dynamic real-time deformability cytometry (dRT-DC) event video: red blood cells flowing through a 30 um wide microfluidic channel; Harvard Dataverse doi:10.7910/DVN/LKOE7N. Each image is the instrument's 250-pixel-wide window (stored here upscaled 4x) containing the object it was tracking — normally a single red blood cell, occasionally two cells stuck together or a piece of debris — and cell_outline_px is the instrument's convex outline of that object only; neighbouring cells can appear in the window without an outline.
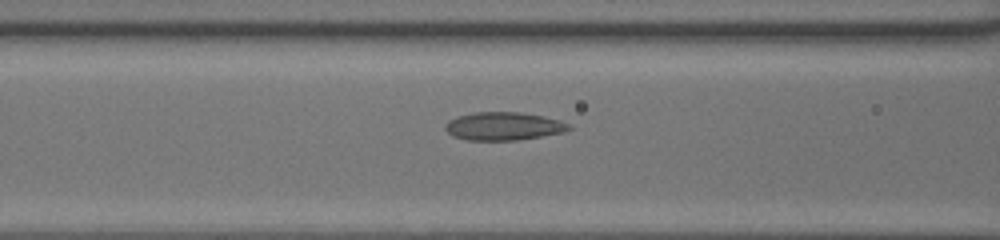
{"species": "common noctule bat (a hibernating species)", "species_latin": "Nyctalus noctula", "temperature_condition": "room temperature", "stored_images_in_passage": 12, "camera_frame_rate_fps": 3000, "um_per_image_px": 0.085, "animal": {"sex": "female", "body_mass_g": 20.0, "forearm_length_mm": 54.0}, "frame": {"image": 1, "passage_image": 10, "time_ms": 3.0, "image_size_px": [1000, 240], "cell_outline_px": [[572, 128], [564, 132], [516, 140], [464, 140], [452, 136], [444, 128], [444, 124], [448, 120], [456, 116], [472, 112], [520, 112], [544, 116], [560, 120], [568, 124]], "centroid_in_image_um": [42.75, 10.72], "position_along_channel_um": 123.9, "area_um2": 20.4}}